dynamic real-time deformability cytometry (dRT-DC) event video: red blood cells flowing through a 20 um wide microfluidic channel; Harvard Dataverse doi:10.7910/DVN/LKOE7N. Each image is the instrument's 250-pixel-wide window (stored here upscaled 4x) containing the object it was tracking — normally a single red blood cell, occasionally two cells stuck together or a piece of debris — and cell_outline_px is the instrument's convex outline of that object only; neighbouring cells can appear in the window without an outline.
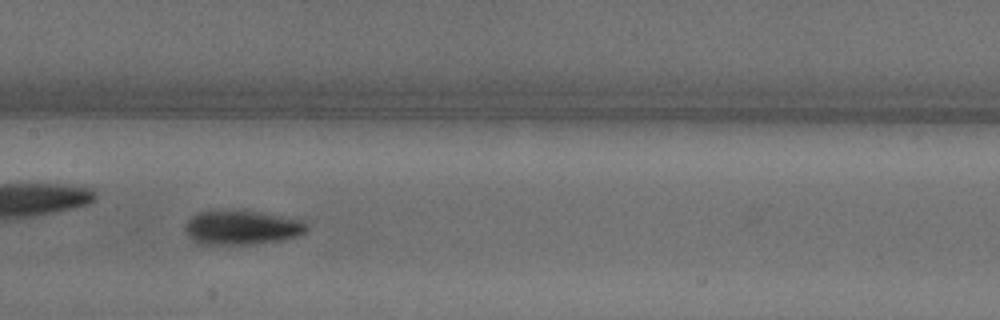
{"species": "common noctule bat (a hibernating species)", "species_latin": "Nyctalus noctula", "temperature_condition": "warm", "stored_images_in_passage": 36, "camera_frame_rate_fps": 3000, "um_per_image_px": 0.085, "animal": {"sex": "male", "body_mass_g": 18.8}, "frame": {"image": 1, "passage_image": 20, "time_ms": 6.333, "image_size_px": [1000, 320], "cell_outline_px": [[308, 228], [304, 232], [296, 236], [280, 240], [252, 244], [196, 244], [184, 232], [184, 224], [196, 212], [212, 208], [240, 208], [264, 212], [304, 220], [308, 224]], "centroid_in_image_um": [20.48, 19.28], "position_along_channel_um": 186.9, "area_um2": 25.49}}
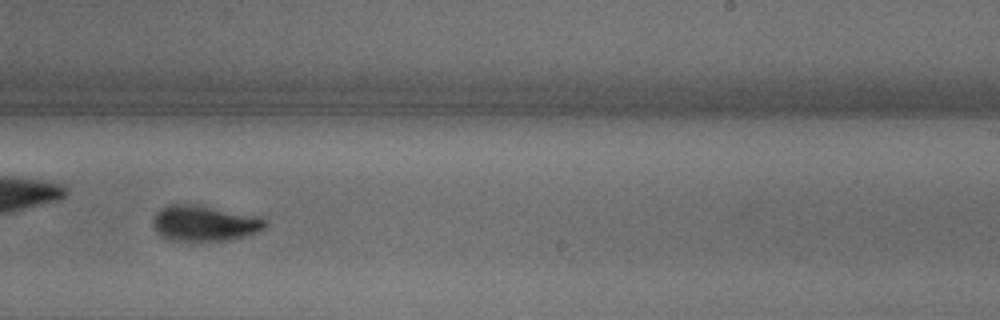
{"frame": {"image": 2, "passage_image": 25, "time_ms": 8.0, "image_size_px": [1000, 320], "cell_outline_px": [[268, 224], [260, 232], [228, 240], [168, 240], [160, 236], [152, 228], [152, 216], [160, 208], [168, 204], [192, 204], [264, 216], [268, 220]], "centroid_in_image_um": [17.39, 18.96], "position_along_channel_um": 271.6, "area_um2": 23.87}}
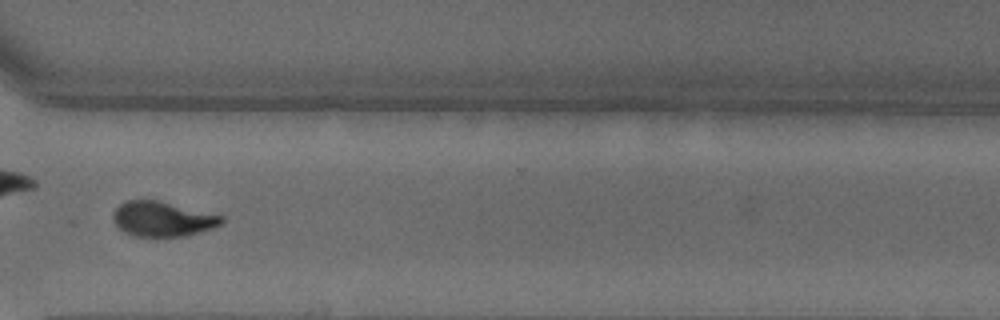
{"frame": {"image": 3, "passage_image": 30, "time_ms": 9.667, "image_size_px": [1000, 320], "cell_outline_px": [[224, 220], [220, 224], [212, 228], [184, 236], [136, 236], [124, 232], [112, 220], [112, 216], [116, 208], [124, 200], [156, 200], [224, 216]], "centroid_in_image_um": [13.78, 18.61], "position_along_channel_um": 356.8, "area_um2": 21.79}}